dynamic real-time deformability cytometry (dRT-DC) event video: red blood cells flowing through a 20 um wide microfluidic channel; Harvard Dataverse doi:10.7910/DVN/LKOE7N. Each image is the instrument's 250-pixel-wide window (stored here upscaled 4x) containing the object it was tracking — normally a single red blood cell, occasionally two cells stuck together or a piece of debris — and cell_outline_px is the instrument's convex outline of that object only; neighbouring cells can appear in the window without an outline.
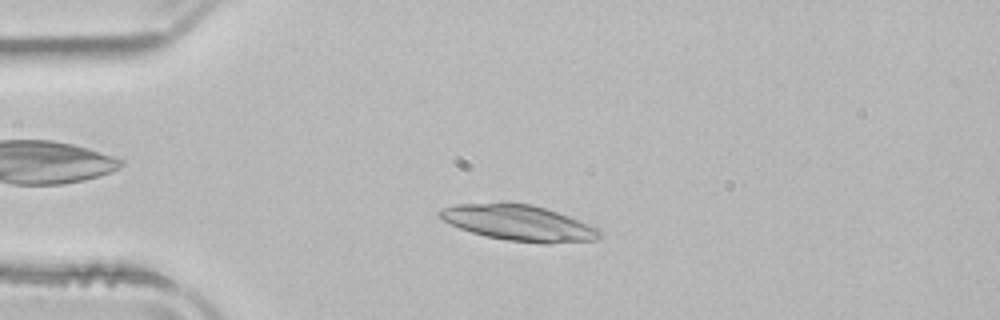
{"species": "common noctule bat (a hibernating species)", "species_latin": "Nyctalus noctula", "temperature_condition": "room temperature", "stored_images_in_passage": 50, "camera_frame_rate_fps": 3000, "um_per_image_px": 0.085, "animal": {"sex": "male", "body_mass_g": 21.5, "forearm_length_mm": 52.0}, "frame": {"image": 1, "passage_image": 10, "time_ms": 3.0, "image_size_px": [1000, 320], "cell_outline_px": [[604, 232], [596, 240], [548, 244], [544, 244], [508, 240], [484, 236], [460, 228], [444, 220], [436, 212], [444, 208], [456, 204], [500, 200], [508, 200], [532, 204], [568, 216], [600, 228]], "centroid_in_image_um": [44.1, 18.91], "position_along_channel_um": 40.9, "area_um2": 34.04}}
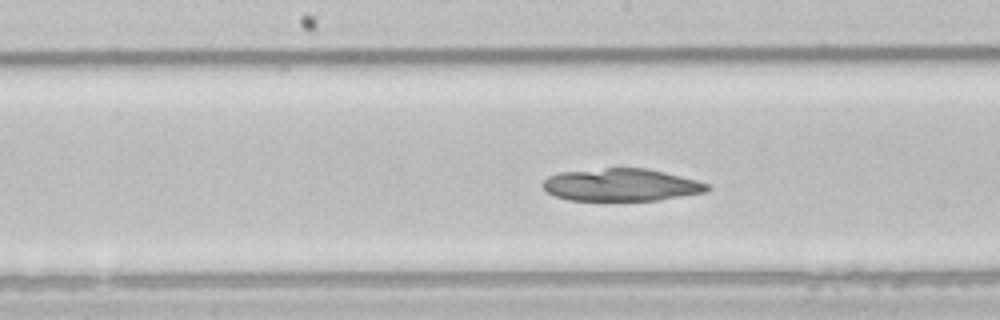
{"frame": {"image": 2, "passage_image": 24, "time_ms": 7.667, "image_size_px": [1000, 320], "cell_outline_px": [[712, 188], [708, 192], [660, 200], [568, 200], [556, 196], [548, 192], [540, 184], [548, 176], [560, 172], [604, 168], [648, 168], [696, 180], [708, 184]], "centroid_in_image_um": [52.82, 15.71], "position_along_channel_um": 195.4, "area_um2": 31.21}}
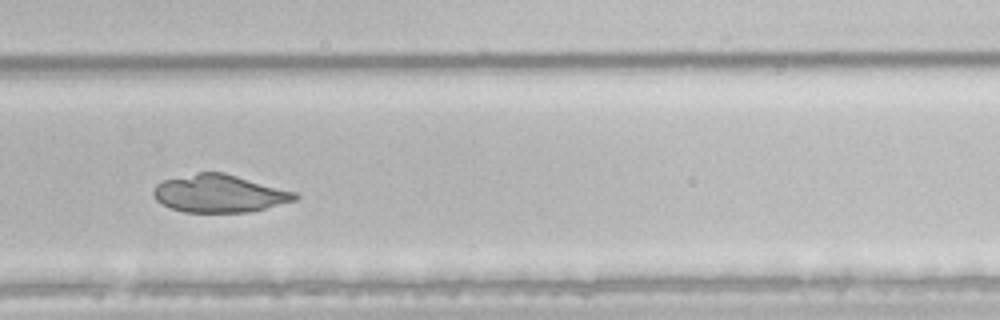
{"frame": {"image": 3, "passage_image": 33, "time_ms": 10.667, "image_size_px": [1000, 320], "cell_outline_px": [[300, 196], [296, 200], [248, 212], [184, 212], [172, 208], [156, 200], [152, 192], [156, 184], [164, 180], [200, 172], [224, 172], [296, 192]], "centroid_in_image_um": [18.65, 16.45], "position_along_channel_um": 311.1, "area_um2": 30.81}}